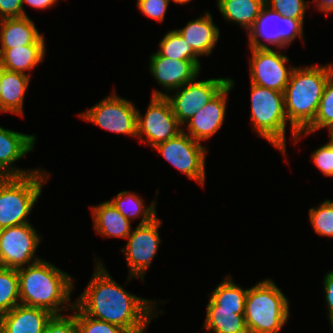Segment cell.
Segmentation results:
<instances>
[{"mask_svg": "<svg viewBox=\"0 0 333 333\" xmlns=\"http://www.w3.org/2000/svg\"><path fill=\"white\" fill-rule=\"evenodd\" d=\"M93 275L74 305L87 316L123 327L129 333H145L157 319V301L126 291L95 257ZM156 310V311H155Z\"/></svg>", "mask_w": 333, "mask_h": 333, "instance_id": "1", "label": "cell"}, {"mask_svg": "<svg viewBox=\"0 0 333 333\" xmlns=\"http://www.w3.org/2000/svg\"><path fill=\"white\" fill-rule=\"evenodd\" d=\"M20 304L48 310L53 315L71 311L74 278L53 263L41 259L17 269Z\"/></svg>", "mask_w": 333, "mask_h": 333, "instance_id": "2", "label": "cell"}, {"mask_svg": "<svg viewBox=\"0 0 333 333\" xmlns=\"http://www.w3.org/2000/svg\"><path fill=\"white\" fill-rule=\"evenodd\" d=\"M333 63L296 66L284 91L287 120L292 142L298 132L304 131L314 120Z\"/></svg>", "mask_w": 333, "mask_h": 333, "instance_id": "3", "label": "cell"}, {"mask_svg": "<svg viewBox=\"0 0 333 333\" xmlns=\"http://www.w3.org/2000/svg\"><path fill=\"white\" fill-rule=\"evenodd\" d=\"M289 299L272 279L248 288L244 308L249 333H280L290 317Z\"/></svg>", "mask_w": 333, "mask_h": 333, "instance_id": "4", "label": "cell"}, {"mask_svg": "<svg viewBox=\"0 0 333 333\" xmlns=\"http://www.w3.org/2000/svg\"><path fill=\"white\" fill-rule=\"evenodd\" d=\"M46 171L39 169L25 176L0 177L1 229L31 223L28 216L50 178Z\"/></svg>", "mask_w": 333, "mask_h": 333, "instance_id": "5", "label": "cell"}, {"mask_svg": "<svg viewBox=\"0 0 333 333\" xmlns=\"http://www.w3.org/2000/svg\"><path fill=\"white\" fill-rule=\"evenodd\" d=\"M251 124L255 134L286 155V125L284 93L250 83Z\"/></svg>", "mask_w": 333, "mask_h": 333, "instance_id": "6", "label": "cell"}, {"mask_svg": "<svg viewBox=\"0 0 333 333\" xmlns=\"http://www.w3.org/2000/svg\"><path fill=\"white\" fill-rule=\"evenodd\" d=\"M303 30L304 23L301 20L282 16L264 5L247 32L248 45L256 49H272L268 45H272L273 49H286L297 37L304 44ZM260 39H264L265 43Z\"/></svg>", "mask_w": 333, "mask_h": 333, "instance_id": "7", "label": "cell"}, {"mask_svg": "<svg viewBox=\"0 0 333 333\" xmlns=\"http://www.w3.org/2000/svg\"><path fill=\"white\" fill-rule=\"evenodd\" d=\"M114 91L79 116L104 130L137 138L138 109L131 100L116 95Z\"/></svg>", "mask_w": 333, "mask_h": 333, "instance_id": "8", "label": "cell"}, {"mask_svg": "<svg viewBox=\"0 0 333 333\" xmlns=\"http://www.w3.org/2000/svg\"><path fill=\"white\" fill-rule=\"evenodd\" d=\"M153 149H156L180 173L204 187L208 148L202 143L182 131L174 138L155 145Z\"/></svg>", "mask_w": 333, "mask_h": 333, "instance_id": "9", "label": "cell"}, {"mask_svg": "<svg viewBox=\"0 0 333 333\" xmlns=\"http://www.w3.org/2000/svg\"><path fill=\"white\" fill-rule=\"evenodd\" d=\"M162 220L154 218L151 222L137 225L126 238L127 244L121 248L129 267L127 282L133 278H140L144 282L146 271L159 250L161 239L159 228Z\"/></svg>", "mask_w": 333, "mask_h": 333, "instance_id": "10", "label": "cell"}, {"mask_svg": "<svg viewBox=\"0 0 333 333\" xmlns=\"http://www.w3.org/2000/svg\"><path fill=\"white\" fill-rule=\"evenodd\" d=\"M183 131L165 96H151L145 115L137 110V138L152 148ZM145 136V137H144Z\"/></svg>", "mask_w": 333, "mask_h": 333, "instance_id": "11", "label": "cell"}, {"mask_svg": "<svg viewBox=\"0 0 333 333\" xmlns=\"http://www.w3.org/2000/svg\"><path fill=\"white\" fill-rule=\"evenodd\" d=\"M37 232L31 223L3 228L0 231V266L19 269L40 261L35 254L42 237Z\"/></svg>", "mask_w": 333, "mask_h": 333, "instance_id": "12", "label": "cell"}, {"mask_svg": "<svg viewBox=\"0 0 333 333\" xmlns=\"http://www.w3.org/2000/svg\"><path fill=\"white\" fill-rule=\"evenodd\" d=\"M249 49L250 83L284 93L295 68L287 65L289 58L282 54L281 49Z\"/></svg>", "mask_w": 333, "mask_h": 333, "instance_id": "13", "label": "cell"}, {"mask_svg": "<svg viewBox=\"0 0 333 333\" xmlns=\"http://www.w3.org/2000/svg\"><path fill=\"white\" fill-rule=\"evenodd\" d=\"M228 83V77L208 78L202 81H197L196 77L193 81L171 91L175 94H168L166 98L170 101L178 122L183 126Z\"/></svg>", "mask_w": 333, "mask_h": 333, "instance_id": "14", "label": "cell"}, {"mask_svg": "<svg viewBox=\"0 0 333 333\" xmlns=\"http://www.w3.org/2000/svg\"><path fill=\"white\" fill-rule=\"evenodd\" d=\"M149 71L158 84L165 89H153L151 96H167L169 92L199 77L201 69L191 60H173L152 53L149 59Z\"/></svg>", "mask_w": 333, "mask_h": 333, "instance_id": "15", "label": "cell"}, {"mask_svg": "<svg viewBox=\"0 0 333 333\" xmlns=\"http://www.w3.org/2000/svg\"><path fill=\"white\" fill-rule=\"evenodd\" d=\"M235 81L229 77V83L187 123L183 125L192 139L201 143L214 136L225 120L228 97Z\"/></svg>", "mask_w": 333, "mask_h": 333, "instance_id": "16", "label": "cell"}, {"mask_svg": "<svg viewBox=\"0 0 333 333\" xmlns=\"http://www.w3.org/2000/svg\"><path fill=\"white\" fill-rule=\"evenodd\" d=\"M35 143L34 134H24L0 126V177L25 176L38 171L39 167L25 170L14 166L15 162L34 150Z\"/></svg>", "mask_w": 333, "mask_h": 333, "instance_id": "17", "label": "cell"}, {"mask_svg": "<svg viewBox=\"0 0 333 333\" xmlns=\"http://www.w3.org/2000/svg\"><path fill=\"white\" fill-rule=\"evenodd\" d=\"M52 316L48 310L18 304L0 315V333H43Z\"/></svg>", "mask_w": 333, "mask_h": 333, "instance_id": "18", "label": "cell"}, {"mask_svg": "<svg viewBox=\"0 0 333 333\" xmlns=\"http://www.w3.org/2000/svg\"><path fill=\"white\" fill-rule=\"evenodd\" d=\"M193 50L201 56H209L220 38V30L213 23L212 14L206 11L203 16L187 22V25L175 29Z\"/></svg>", "mask_w": 333, "mask_h": 333, "instance_id": "19", "label": "cell"}, {"mask_svg": "<svg viewBox=\"0 0 333 333\" xmlns=\"http://www.w3.org/2000/svg\"><path fill=\"white\" fill-rule=\"evenodd\" d=\"M42 35L34 44L11 49H0L1 68L31 75V71L44 62L46 41ZM29 71L28 73H26Z\"/></svg>", "mask_w": 333, "mask_h": 333, "instance_id": "20", "label": "cell"}, {"mask_svg": "<svg viewBox=\"0 0 333 333\" xmlns=\"http://www.w3.org/2000/svg\"><path fill=\"white\" fill-rule=\"evenodd\" d=\"M93 217V228L104 238H127L132 232L131 221L125 218L111 202L104 201L90 206Z\"/></svg>", "mask_w": 333, "mask_h": 333, "instance_id": "21", "label": "cell"}, {"mask_svg": "<svg viewBox=\"0 0 333 333\" xmlns=\"http://www.w3.org/2000/svg\"><path fill=\"white\" fill-rule=\"evenodd\" d=\"M31 76L1 68L0 112L24 116L23 103Z\"/></svg>", "mask_w": 333, "mask_h": 333, "instance_id": "22", "label": "cell"}, {"mask_svg": "<svg viewBox=\"0 0 333 333\" xmlns=\"http://www.w3.org/2000/svg\"><path fill=\"white\" fill-rule=\"evenodd\" d=\"M42 35L29 16L0 19V49L32 45Z\"/></svg>", "mask_w": 333, "mask_h": 333, "instance_id": "23", "label": "cell"}, {"mask_svg": "<svg viewBox=\"0 0 333 333\" xmlns=\"http://www.w3.org/2000/svg\"><path fill=\"white\" fill-rule=\"evenodd\" d=\"M265 0H217V7L227 22H234L247 32L253 26Z\"/></svg>", "mask_w": 333, "mask_h": 333, "instance_id": "24", "label": "cell"}, {"mask_svg": "<svg viewBox=\"0 0 333 333\" xmlns=\"http://www.w3.org/2000/svg\"><path fill=\"white\" fill-rule=\"evenodd\" d=\"M111 204L128 220L141 218L138 225L151 222L157 217L156 202L154 199L148 206L144 203V199L138 194L131 191H121L113 199Z\"/></svg>", "mask_w": 333, "mask_h": 333, "instance_id": "25", "label": "cell"}, {"mask_svg": "<svg viewBox=\"0 0 333 333\" xmlns=\"http://www.w3.org/2000/svg\"><path fill=\"white\" fill-rule=\"evenodd\" d=\"M247 289L236 284L230 275L213 289L206 309L244 310Z\"/></svg>", "mask_w": 333, "mask_h": 333, "instance_id": "26", "label": "cell"}, {"mask_svg": "<svg viewBox=\"0 0 333 333\" xmlns=\"http://www.w3.org/2000/svg\"><path fill=\"white\" fill-rule=\"evenodd\" d=\"M203 324L210 333H249L244 310L207 309Z\"/></svg>", "mask_w": 333, "mask_h": 333, "instance_id": "27", "label": "cell"}, {"mask_svg": "<svg viewBox=\"0 0 333 333\" xmlns=\"http://www.w3.org/2000/svg\"><path fill=\"white\" fill-rule=\"evenodd\" d=\"M327 129L333 132V73L329 76L313 122L302 132H298L292 144L296 145L300 137L308 136L317 130Z\"/></svg>", "mask_w": 333, "mask_h": 333, "instance_id": "28", "label": "cell"}, {"mask_svg": "<svg viewBox=\"0 0 333 333\" xmlns=\"http://www.w3.org/2000/svg\"><path fill=\"white\" fill-rule=\"evenodd\" d=\"M159 48L156 52L160 56L173 60H191L201 69L199 55L175 29L168 31L164 35L159 42Z\"/></svg>", "mask_w": 333, "mask_h": 333, "instance_id": "29", "label": "cell"}, {"mask_svg": "<svg viewBox=\"0 0 333 333\" xmlns=\"http://www.w3.org/2000/svg\"><path fill=\"white\" fill-rule=\"evenodd\" d=\"M20 304L17 269L0 266V315Z\"/></svg>", "mask_w": 333, "mask_h": 333, "instance_id": "30", "label": "cell"}, {"mask_svg": "<svg viewBox=\"0 0 333 333\" xmlns=\"http://www.w3.org/2000/svg\"><path fill=\"white\" fill-rule=\"evenodd\" d=\"M309 221L318 235L333 238V200L326 199L318 207L309 208Z\"/></svg>", "mask_w": 333, "mask_h": 333, "instance_id": "31", "label": "cell"}, {"mask_svg": "<svg viewBox=\"0 0 333 333\" xmlns=\"http://www.w3.org/2000/svg\"><path fill=\"white\" fill-rule=\"evenodd\" d=\"M77 333H129L121 326L94 319L81 312L75 305Z\"/></svg>", "mask_w": 333, "mask_h": 333, "instance_id": "32", "label": "cell"}, {"mask_svg": "<svg viewBox=\"0 0 333 333\" xmlns=\"http://www.w3.org/2000/svg\"><path fill=\"white\" fill-rule=\"evenodd\" d=\"M311 1L307 0H265V5L282 16L291 17L305 22L307 7Z\"/></svg>", "mask_w": 333, "mask_h": 333, "instance_id": "33", "label": "cell"}, {"mask_svg": "<svg viewBox=\"0 0 333 333\" xmlns=\"http://www.w3.org/2000/svg\"><path fill=\"white\" fill-rule=\"evenodd\" d=\"M311 160L326 177H333V147L327 142L311 154Z\"/></svg>", "mask_w": 333, "mask_h": 333, "instance_id": "34", "label": "cell"}, {"mask_svg": "<svg viewBox=\"0 0 333 333\" xmlns=\"http://www.w3.org/2000/svg\"><path fill=\"white\" fill-rule=\"evenodd\" d=\"M170 2V0H137V8L146 17L162 23Z\"/></svg>", "mask_w": 333, "mask_h": 333, "instance_id": "35", "label": "cell"}, {"mask_svg": "<svg viewBox=\"0 0 333 333\" xmlns=\"http://www.w3.org/2000/svg\"><path fill=\"white\" fill-rule=\"evenodd\" d=\"M43 333H77L75 312L70 315H53Z\"/></svg>", "mask_w": 333, "mask_h": 333, "instance_id": "36", "label": "cell"}, {"mask_svg": "<svg viewBox=\"0 0 333 333\" xmlns=\"http://www.w3.org/2000/svg\"><path fill=\"white\" fill-rule=\"evenodd\" d=\"M23 16L22 0H0V19Z\"/></svg>", "mask_w": 333, "mask_h": 333, "instance_id": "37", "label": "cell"}, {"mask_svg": "<svg viewBox=\"0 0 333 333\" xmlns=\"http://www.w3.org/2000/svg\"><path fill=\"white\" fill-rule=\"evenodd\" d=\"M323 291L325 292L324 299L330 326L333 327V271L325 273L323 279Z\"/></svg>", "mask_w": 333, "mask_h": 333, "instance_id": "38", "label": "cell"}, {"mask_svg": "<svg viewBox=\"0 0 333 333\" xmlns=\"http://www.w3.org/2000/svg\"><path fill=\"white\" fill-rule=\"evenodd\" d=\"M58 1L59 0H22L24 16H28L25 12L26 9L24 8V4H27L38 10H44L53 7L55 4H57Z\"/></svg>", "mask_w": 333, "mask_h": 333, "instance_id": "39", "label": "cell"}, {"mask_svg": "<svg viewBox=\"0 0 333 333\" xmlns=\"http://www.w3.org/2000/svg\"><path fill=\"white\" fill-rule=\"evenodd\" d=\"M312 3H315L318 11L326 15L333 13V0H312Z\"/></svg>", "mask_w": 333, "mask_h": 333, "instance_id": "40", "label": "cell"}, {"mask_svg": "<svg viewBox=\"0 0 333 333\" xmlns=\"http://www.w3.org/2000/svg\"><path fill=\"white\" fill-rule=\"evenodd\" d=\"M170 1H172V2H174L176 4L185 5V4L189 3V2H191L192 0H170Z\"/></svg>", "mask_w": 333, "mask_h": 333, "instance_id": "41", "label": "cell"}, {"mask_svg": "<svg viewBox=\"0 0 333 333\" xmlns=\"http://www.w3.org/2000/svg\"><path fill=\"white\" fill-rule=\"evenodd\" d=\"M328 143L333 147V135L329 134V139Z\"/></svg>", "mask_w": 333, "mask_h": 333, "instance_id": "42", "label": "cell"}, {"mask_svg": "<svg viewBox=\"0 0 333 333\" xmlns=\"http://www.w3.org/2000/svg\"><path fill=\"white\" fill-rule=\"evenodd\" d=\"M1 91H2V85H1V67H0V96H1Z\"/></svg>", "mask_w": 333, "mask_h": 333, "instance_id": "43", "label": "cell"}]
</instances>
